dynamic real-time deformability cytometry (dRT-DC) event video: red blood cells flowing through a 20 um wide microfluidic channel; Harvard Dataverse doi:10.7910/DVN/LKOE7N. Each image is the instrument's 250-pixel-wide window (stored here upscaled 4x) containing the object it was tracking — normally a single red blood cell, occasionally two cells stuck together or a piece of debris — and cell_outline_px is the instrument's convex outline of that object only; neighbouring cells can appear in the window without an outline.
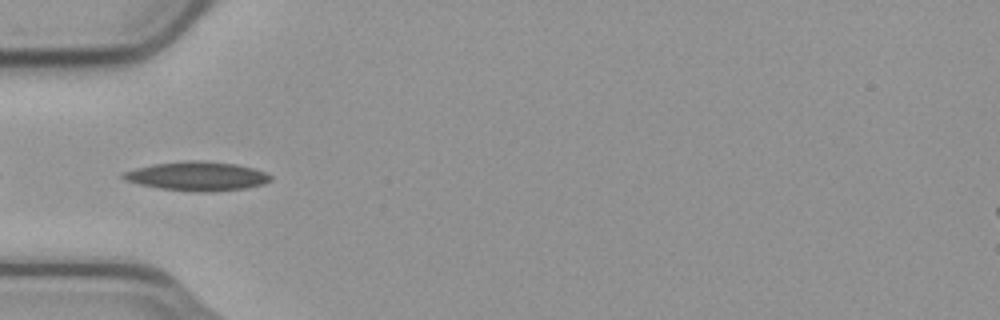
{"species": "common noctule bat (a hibernating species)", "species_latin": "Nyctalus noctula", "temperature_condition": "cold", "stored_images_in_passage": 38, "camera_frame_rate_fps": 3000, "um_per_image_px": 0.085, "animal": {"sex": "male", "body_mass_g": 23.1, "forearm_length_mm": 52.7}, "frame": {"image": 1, "passage_image": 2, "time_ms": 0.333, "image_size_px": [1000, 320], "cell_outline_px": [[272, 180], [264, 184], [244, 188], [208, 192], [192, 192], [160, 188], [140, 184], [124, 180], [120, 176], [120, 172], [136, 168], [156, 164], [192, 160], [196, 160], [236, 164], [252, 168], [264, 172], [272, 176]], "centroid_in_image_um": [16.73, 14.98], "position_along_channel_um": 68.3, "area_um2": 24.8}}
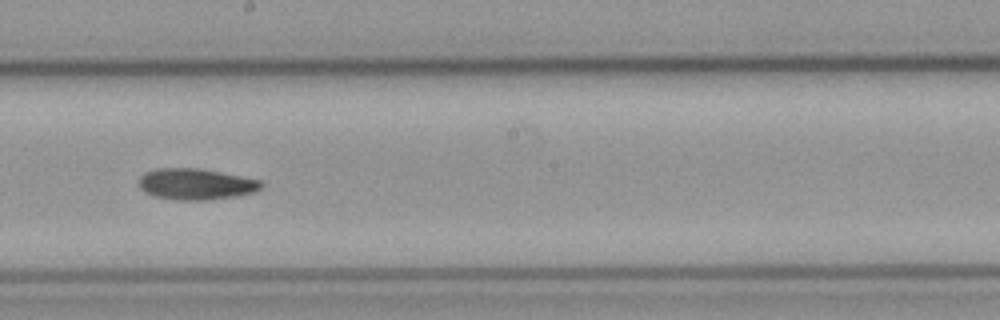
{"frame": {"image": 2, "passage_image": 15, "time_ms": 4.667, "image_size_px": [1000, 320], "cell_outline_px": [[264, 184], [256, 192], [236, 196], [212, 200], [176, 200], [152, 196], [144, 192], [140, 188], [140, 176], [144, 172], [156, 168], [196, 168], [240, 176], [260, 180]], "centroid_in_image_um": [16.63, 15.66], "position_along_channel_um": 231.6, "area_um2": 22.31}}
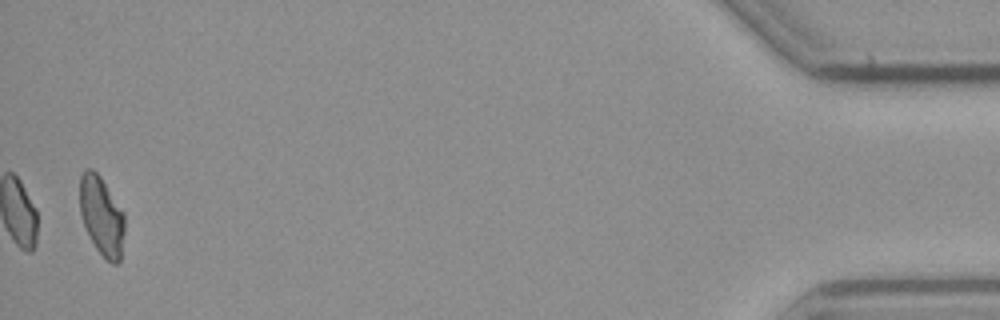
{"frame": {"image": 3, "passage_image": 38, "time_ms": 12.333, "image_size_px": [1000, 320], "cell_outline_px": [[124, 232], [120, 260], [116, 264], [112, 264], [96, 248], [84, 224], [80, 212], [80, 176], [88, 168], [92, 168], [100, 176], [124, 212]], "centroid_in_image_um": [8.65, 18.34], "position_along_channel_um": 426.6, "area_um2": 20.29}, "authors_computed_cell_mechanics": {"area_um2": 21.4727, "velocity_mm_per_s": 3.7468, "shape_relaxation_time_tau1_ms": 9.5166, "shape_relaxation_time_tau2_ms": null, "deformation_change_tau1": 0.1884, "deformation_change_tau2": null}}